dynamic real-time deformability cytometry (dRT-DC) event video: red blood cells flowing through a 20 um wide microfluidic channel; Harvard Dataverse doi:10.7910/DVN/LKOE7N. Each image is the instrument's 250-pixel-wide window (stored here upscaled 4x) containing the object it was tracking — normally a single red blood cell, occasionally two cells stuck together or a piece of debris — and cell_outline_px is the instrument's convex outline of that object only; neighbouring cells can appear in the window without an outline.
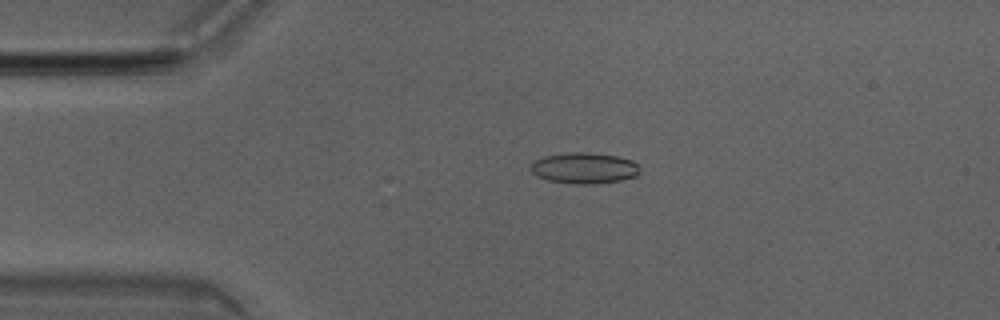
{"species": "Egyptian fruit bat (a non-hibernating species)", "species_latin": "Rousettus aegyptiacus", "temperature_condition": "room temperature", "stored_images_in_passage": 51, "camera_frame_rate_fps": 3000, "um_per_image_px": 0.085, "animal": {"sex": "male"}, "frame": {"image": 1, "passage_image": 11, "time_ms": 3.333, "image_size_px": [1000, 320], "cell_outline_px": [[640, 172], [636, 176], [620, 180], [596, 184], [572, 184], [548, 180], [536, 176], [528, 168], [536, 160], [544, 156], [568, 152], [588, 152], [616, 156], [632, 160], [636, 164]], "centroid_in_image_um": [49.63, 14.29], "position_along_channel_um": 35.4, "area_um2": 19.77}}
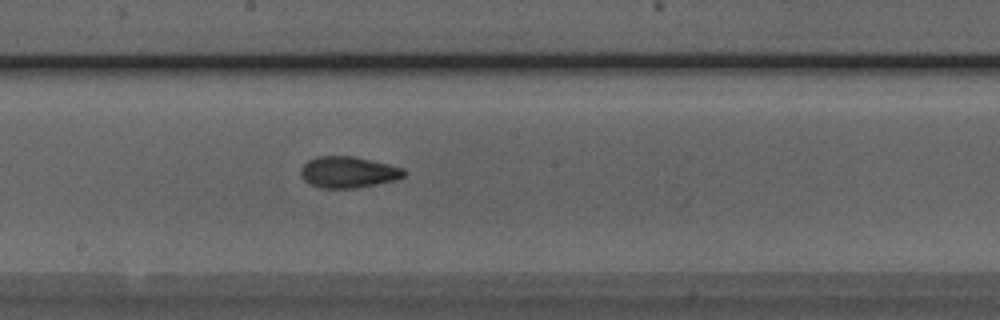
{"frame": {"image": 2, "passage_image": 27, "time_ms": 8.667, "image_size_px": [1000, 320], "cell_outline_px": [[404, 176], [396, 180], [356, 188], [320, 188], [308, 184], [300, 176], [300, 168], [308, 160], [316, 156], [352, 156], [388, 164], [404, 168]], "centroid_in_image_um": [29.55, 14.64], "position_along_channel_um": 218.7, "area_um2": 18.9}}
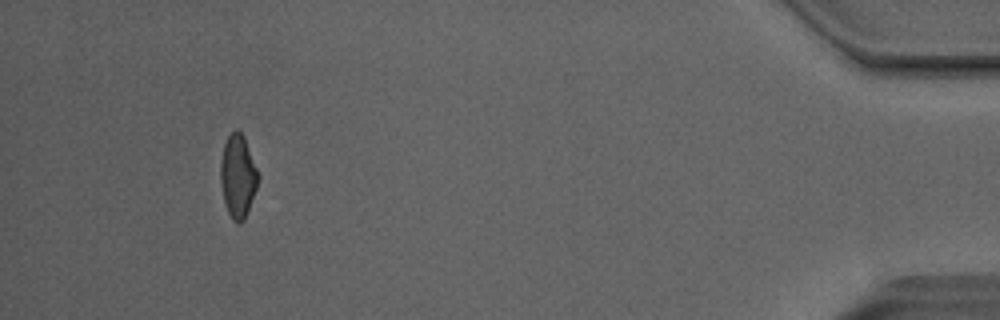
{"frame": {"image": 3, "passage_image": 47, "time_ms": 15.333, "image_size_px": [1000, 320], "cell_outline_px": [[256, 188], [244, 220], [240, 224], [236, 224], [232, 220], [228, 212], [224, 200], [220, 180], [220, 160], [224, 144], [228, 136], [236, 128], [244, 136], [256, 168]], "centroid_in_image_um": [20.18, 14.98], "position_along_channel_um": 415.0, "area_um2": 17.8}, "authors_computed_cell_mechanics": {"area_um2": 18.7272, "velocity_mm_per_s": 4.051, "shape_relaxation_time_tau1_ms": 5.5246, "shape_relaxation_time_tau2_ms": 2.23, "deformation_change_tau1": 0.1333, "deformation_change_tau2": 0.079}}